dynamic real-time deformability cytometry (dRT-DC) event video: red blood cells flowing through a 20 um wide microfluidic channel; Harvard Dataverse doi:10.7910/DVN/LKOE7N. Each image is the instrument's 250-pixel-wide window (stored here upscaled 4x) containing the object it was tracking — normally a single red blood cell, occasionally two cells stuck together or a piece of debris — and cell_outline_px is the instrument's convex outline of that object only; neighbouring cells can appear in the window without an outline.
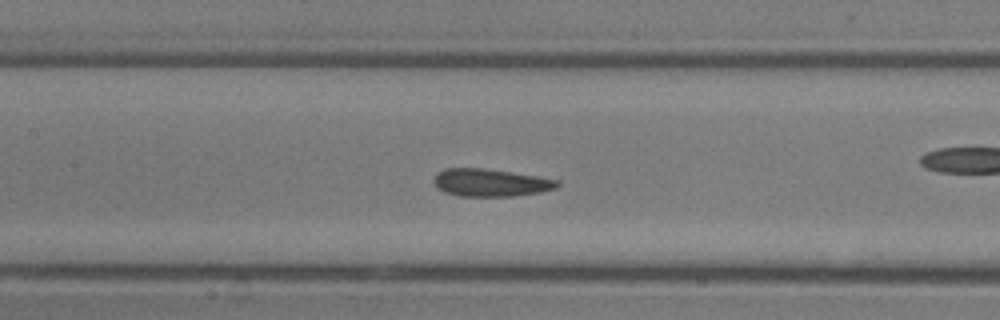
{"species": "common noctule bat (a hibernating species)", "species_latin": "Nyctalus noctula", "temperature_condition": "room temperature", "stored_images_in_passage": 33, "camera_frame_rate_fps": 3000, "um_per_image_px": 0.085, "animal": {"sex": "male", "body_mass_g": 13.3}, "frame": {"image": 1, "passage_image": 15, "time_ms": 4.667, "image_size_px": [1000, 320], "cell_outline_px": [[560, 184], [556, 188], [540, 192], [516, 196], [460, 196], [444, 192], [436, 188], [436, 172], [444, 168], [484, 168], [536, 176], [560, 180]], "centroid_in_image_um": [41.71, 15.52], "position_along_channel_um": 165.7, "area_um2": 19.83}}
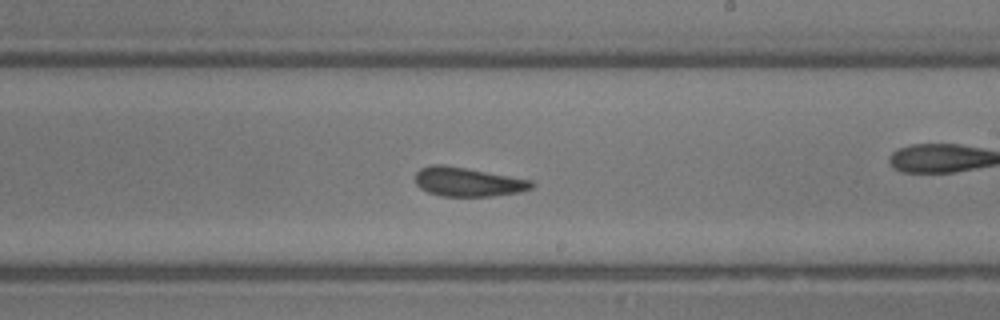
{"frame": {"image": 2, "passage_image": 19, "time_ms": 6.0, "image_size_px": [1000, 320], "cell_outline_px": [[536, 184], [532, 188], [520, 192], [492, 196], [440, 196], [428, 192], [420, 188], [416, 184], [416, 172], [420, 168], [428, 164], [444, 164], [532, 180]], "centroid_in_image_um": [39.76, 15.45], "position_along_channel_um": 249.2, "area_um2": 19.83}}
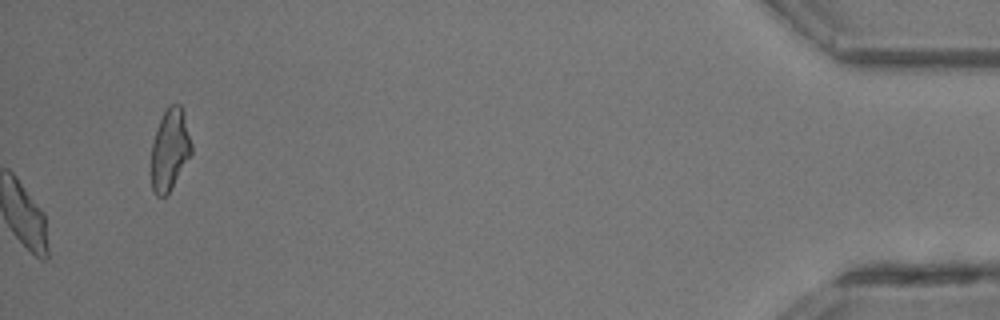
{"frame": {"image": 3, "passage_image": 33, "time_ms": 10.667, "image_size_px": [1000, 320], "cell_outline_px": [[192, 152], [168, 192], [164, 196], [156, 196], [152, 188], [152, 144], [156, 128], [164, 112], [172, 104], [180, 104], [184, 112], [192, 144]], "centroid_in_image_um": [14.44, 12.68], "position_along_channel_um": 420.8, "area_um2": 18.67}}